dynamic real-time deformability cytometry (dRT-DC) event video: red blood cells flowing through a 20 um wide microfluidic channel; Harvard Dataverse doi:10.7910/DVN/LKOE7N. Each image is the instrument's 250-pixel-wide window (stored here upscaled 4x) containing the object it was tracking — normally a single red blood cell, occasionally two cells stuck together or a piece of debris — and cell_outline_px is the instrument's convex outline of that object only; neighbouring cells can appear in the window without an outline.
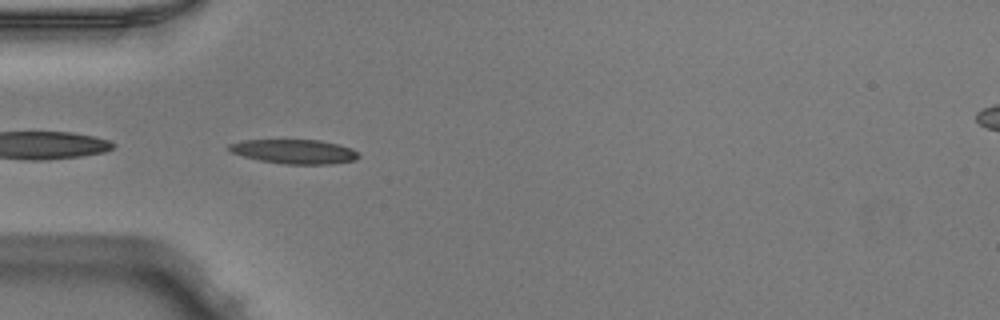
{"species": "Egyptian fruit bat (a non-hibernating species)", "species_latin": "Rousettus aegyptiacus", "temperature_condition": "warm", "stored_images_in_passage": 36, "camera_frame_rate_fps": 3000, "um_per_image_px": 0.085, "animal": {"sex": "male"}, "frame": {"image": 1, "passage_image": 1, "time_ms": 0.0, "image_size_px": [1000, 320], "cell_outline_px": [[360, 156], [356, 160], [328, 164], [284, 164], [260, 160], [244, 156], [232, 152], [228, 148], [228, 144], [244, 140], [320, 140], [352, 148], [360, 152]], "centroid_in_image_um": [25.06, 12.88], "position_along_channel_um": 59.9, "area_um2": 18.26}}
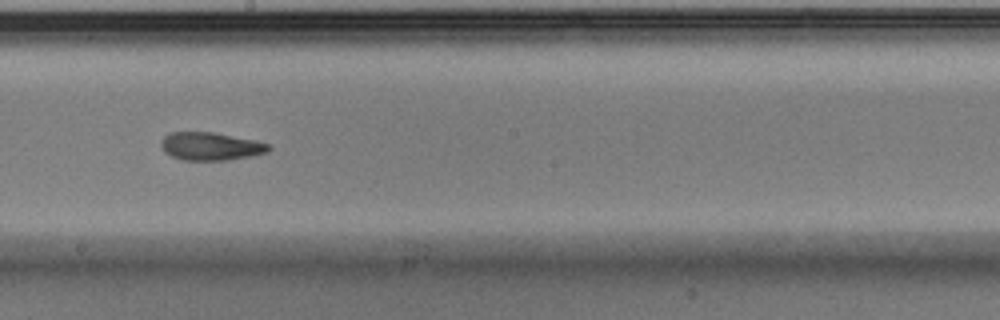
{"frame": {"image": 2, "passage_image": 14, "time_ms": 4.333, "image_size_px": [1000, 320], "cell_outline_px": [[272, 148], [268, 152], [228, 160], [184, 160], [172, 156], [164, 152], [160, 144], [160, 140], [168, 132], [212, 132], [256, 140], [268, 144]], "centroid_in_image_um": [17.88, 12.43], "position_along_channel_um": 230.3, "area_um2": 17.57}}
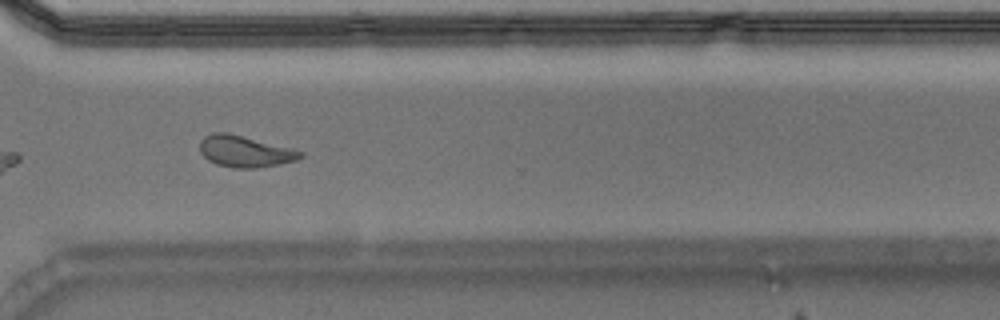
{"frame": {"image": 3, "passage_image": 23, "time_ms": 7.333, "image_size_px": [1000, 320], "cell_outline_px": [[304, 156], [296, 160], [256, 168], [232, 168], [216, 164], [208, 160], [200, 152], [200, 140], [204, 136], [212, 132], [228, 132], [292, 148], [304, 152]], "centroid_in_image_um": [20.8, 12.86], "position_along_channel_um": 349.8, "area_um2": 18.5}, "authors_computed_cell_mechanics": {"area_um2": 18.0047, "velocity_mm_per_s": 3.9878, "shape_relaxation_time_tau1_ms": null, "shape_relaxation_time_tau2_ms": 4.6461, "deformation_change_tau1": null, "deformation_change_tau2": 0.1419}}